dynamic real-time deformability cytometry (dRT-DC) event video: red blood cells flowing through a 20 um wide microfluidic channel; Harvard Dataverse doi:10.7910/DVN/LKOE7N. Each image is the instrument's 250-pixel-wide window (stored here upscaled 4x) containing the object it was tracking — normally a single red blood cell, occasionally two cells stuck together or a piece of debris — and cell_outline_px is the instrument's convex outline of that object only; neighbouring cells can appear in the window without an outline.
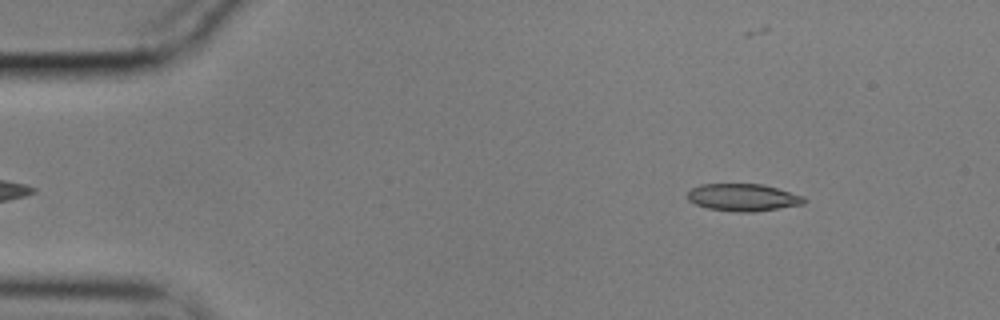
{"species": "common noctule bat (a hibernating species)", "species_latin": "Nyctalus noctula", "temperature_condition": "cold", "stored_images_in_passage": 52, "camera_frame_rate_fps": 3000, "um_per_image_px": 0.085, "animal": {"sex": "male", "body_mass_g": 17.9}, "frame": {"image": 1, "passage_image": 3, "time_ms": 0.667, "image_size_px": [1000, 320], "cell_outline_px": [[808, 200], [804, 204], [752, 212], [736, 212], [708, 208], [696, 204], [688, 200], [688, 192], [692, 188], [700, 184], [760, 184], [776, 188], [804, 196]], "centroid_in_image_um": [63.17, 16.78], "position_along_channel_um": 21.8, "area_um2": 18.44}}
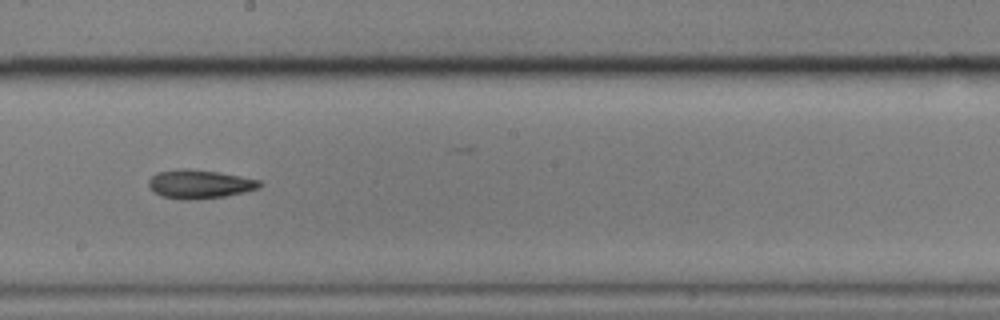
{"frame": {"image": 2, "passage_image": 27, "time_ms": 8.667, "image_size_px": [1000, 320], "cell_outline_px": [[264, 184], [260, 188], [244, 192], [224, 196], [192, 200], [180, 200], [160, 196], [148, 184], [148, 180], [152, 176], [160, 172], [184, 168], [216, 172], [240, 176], [260, 180]], "centroid_in_image_um": [16.99, 15.66], "position_along_channel_um": 231.2, "area_um2": 18.44}}
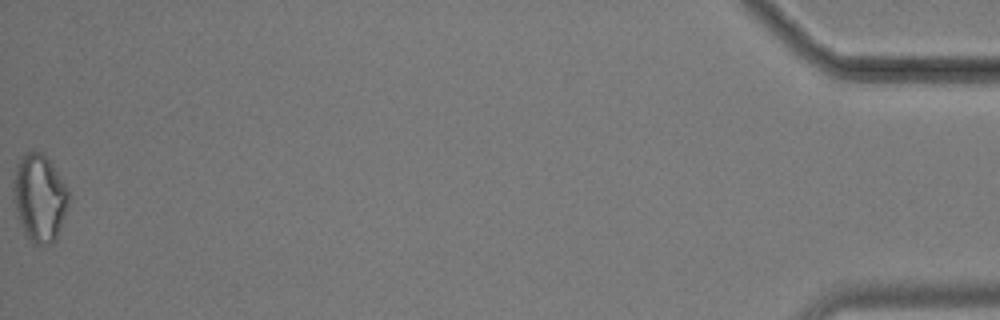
{"frame": {"image": 3, "passage_image": 52, "time_ms": 17.0, "image_size_px": [1000, 320], "cell_outline_px": [[68, 204], [56, 240], [44, 248], [32, 244], [24, 232], [20, 224], [12, 200], [12, 180], [16, 164], [20, 156], [24, 152], [44, 152], [68, 188]], "centroid_in_image_um": [3.32, 16.83], "position_along_channel_um": 431.9, "area_um2": 28.84}, "authors_computed_cell_mechanics": {"area_um2": 18.9006, "velocity_mm_per_s": 3.5596, "shape_relaxation_time_tau1_ms": 3.8038, "shape_relaxation_time_tau2_ms": null, "deformation_change_tau1": 0.1047, "deformation_change_tau2": null}}